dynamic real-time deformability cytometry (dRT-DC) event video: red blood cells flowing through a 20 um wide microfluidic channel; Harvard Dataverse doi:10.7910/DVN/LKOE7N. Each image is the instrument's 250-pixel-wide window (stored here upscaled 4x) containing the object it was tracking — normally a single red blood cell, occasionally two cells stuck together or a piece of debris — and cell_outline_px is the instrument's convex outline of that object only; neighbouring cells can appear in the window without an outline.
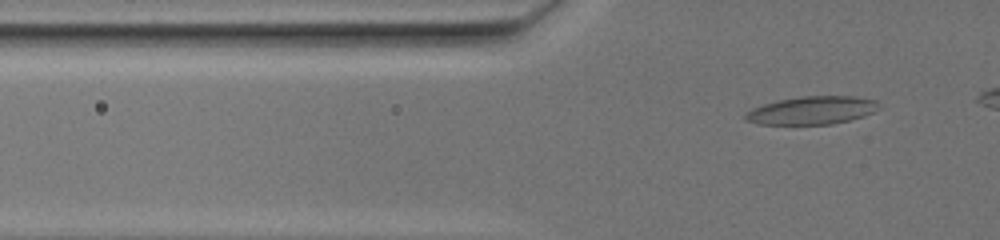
{"species": "common noctule bat (a hibernating species)", "species_latin": "Nyctalus noctula", "temperature_condition": "warm", "stored_images_in_passage": 48, "camera_frame_rate_fps": 3000, "um_per_image_px": 0.085, "animal": {"sex": "female", "body_mass_g": 19.5, "forearm_length_mm": 54.1}, "frame": {"image": 1, "passage_image": 8, "time_ms": 2.333, "image_size_px": [1000, 240], "cell_outline_px": [[880, 108], [864, 116], [832, 124], [760, 124], [744, 120], [744, 116], [752, 108], [764, 104], [780, 100], [800, 96], [856, 96], [876, 100]], "centroid_in_image_um": [69.03, 9.37], "position_along_channel_um": 56.8, "area_um2": 21.68}}
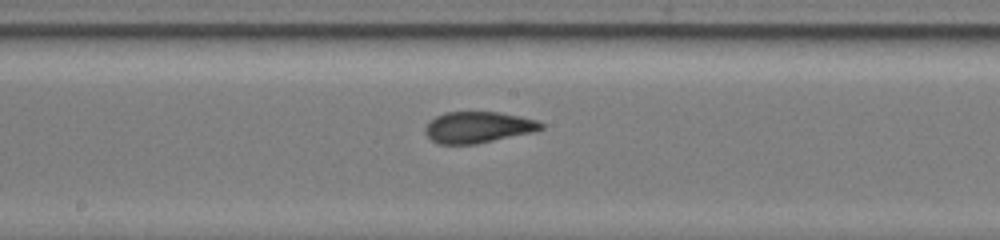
{"frame": {"image": 2, "passage_image": 25, "time_ms": 8.0, "image_size_px": [1000, 240], "cell_outline_px": [[544, 128], [532, 132], [476, 144], [436, 144], [424, 132], [424, 128], [428, 120], [444, 112], [500, 112], [520, 116], [536, 120], [544, 124]], "centroid_in_image_um": [40.59, 10.81], "position_along_channel_um": 207.6, "area_um2": 21.21}}
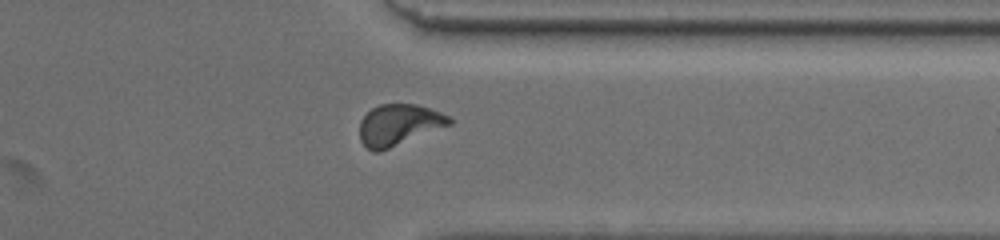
{"frame": {"image": 3, "passage_image": 42, "time_ms": 13.667, "image_size_px": [1000, 240], "cell_outline_px": [[452, 124], [380, 152], [372, 152], [360, 140], [360, 120], [372, 108], [380, 104], [416, 104], [440, 112], [448, 116], [452, 120]], "centroid_in_image_um": [33.89, 10.62], "position_along_channel_um": 377.5, "area_um2": 21.44}}